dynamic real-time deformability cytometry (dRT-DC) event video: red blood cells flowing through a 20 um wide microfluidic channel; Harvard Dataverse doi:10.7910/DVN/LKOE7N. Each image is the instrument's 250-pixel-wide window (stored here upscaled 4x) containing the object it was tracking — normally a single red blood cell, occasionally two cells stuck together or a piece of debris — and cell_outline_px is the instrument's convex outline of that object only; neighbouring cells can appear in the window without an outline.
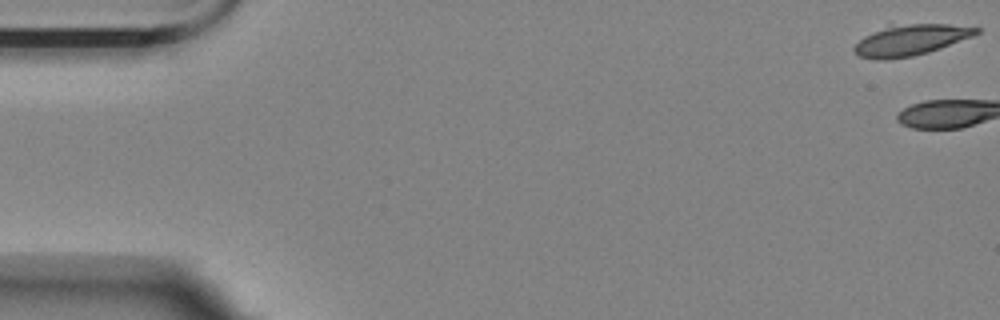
{"species": "Egyptian fruit bat (a non-hibernating species)", "species_latin": "Rousettus aegyptiacus", "temperature_condition": "room temperature", "stored_images_in_passage": 3, "camera_frame_rate_fps": 3000, "um_per_image_px": 0.085, "animal": {"sex": "female"}, "frame": {"image": 1, "passage_image": 1, "time_ms": 0.0, "image_size_px": [1000, 320], "cell_outline_px": [[980, 32], [972, 36], [940, 48], [928, 52], [912, 56], [884, 60], [876, 60], [860, 56], [852, 48], [864, 36], [892, 20], [948, 24], [980, 28]], "centroid_in_image_um": [77.35, 3.33], "position_along_channel_um": 7.6, "area_um2": 22.95}}